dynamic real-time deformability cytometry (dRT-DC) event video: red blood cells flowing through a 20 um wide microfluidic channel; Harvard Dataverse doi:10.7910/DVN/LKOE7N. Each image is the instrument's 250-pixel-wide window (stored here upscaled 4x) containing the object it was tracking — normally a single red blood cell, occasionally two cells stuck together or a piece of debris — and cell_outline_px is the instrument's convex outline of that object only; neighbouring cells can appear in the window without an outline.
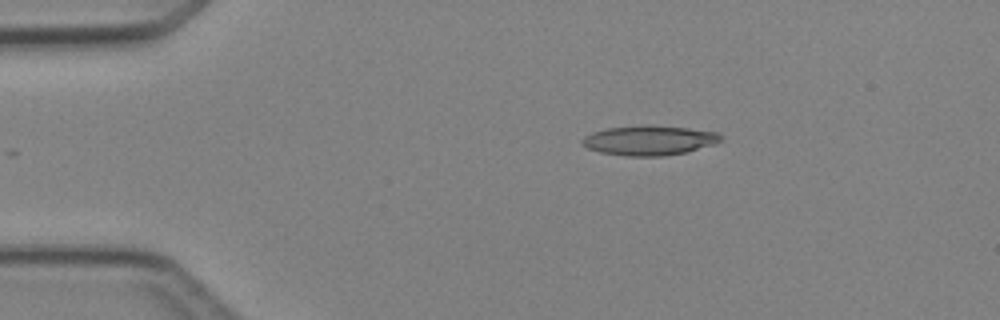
{"species": "Egyptian fruit bat (a non-hibernating species)", "species_latin": "Rousettus aegyptiacus", "temperature_condition": "cold", "stored_images_in_passage": 5, "camera_frame_rate_fps": 3000, "um_per_image_px": 0.085, "animal": {"sex": "female"}, "frame": {"image": 1, "passage_image": 5, "time_ms": 5.667, "image_size_px": [1000, 320], "cell_outline_px": [[720, 140], [716, 144], [688, 152], [664, 156], [624, 156], [600, 152], [588, 148], [580, 144], [580, 140], [584, 136], [592, 132], [604, 128], [640, 124], [648, 124], [688, 128], [716, 132], [720, 136]], "centroid_in_image_um": [55.13, 11.92], "position_along_channel_um": 29.9, "area_um2": 24.45}}